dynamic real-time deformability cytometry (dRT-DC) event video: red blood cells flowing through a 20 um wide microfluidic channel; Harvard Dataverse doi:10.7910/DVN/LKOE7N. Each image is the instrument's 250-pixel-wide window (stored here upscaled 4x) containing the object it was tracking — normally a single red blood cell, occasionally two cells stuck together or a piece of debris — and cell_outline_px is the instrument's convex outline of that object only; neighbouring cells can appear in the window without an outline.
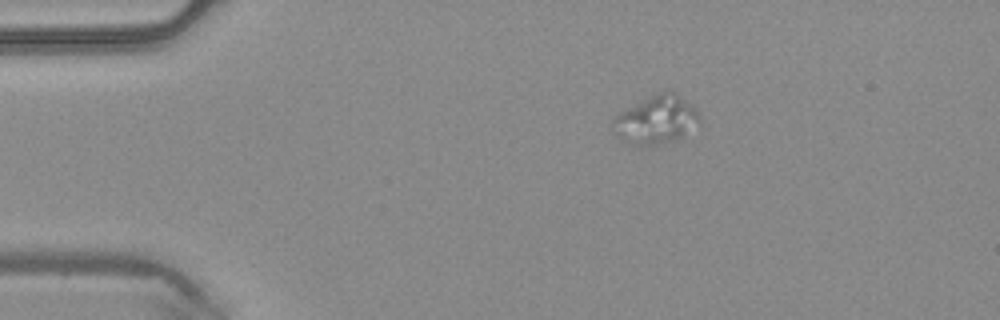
{"species": "common noctule bat (a hibernating species)", "species_latin": "Nyctalus noctula", "temperature_condition": "warm", "stored_images_in_passage": 41, "camera_frame_rate_fps": 3000, "um_per_image_px": 0.085, "animal": {"sex": "male", "body_mass_g": 20.4}, "frame": {"image": 1, "passage_image": 1, "time_ms": 0.0, "image_size_px": [1000, 320], "cell_outline_px": [[704, 124], [684, 136], [672, 140], [640, 148], [636, 148], [616, 136], [612, 120], [616, 116], [636, 104], [660, 92], [672, 92], [696, 108]], "centroid_in_image_um": [55.83, 10.25], "position_along_channel_um": 29.2, "area_um2": 24.22}}
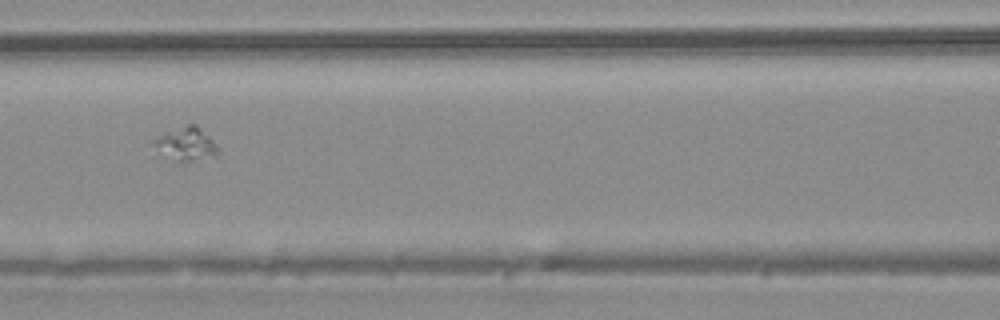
{"frame": {"image": 2, "passage_image": 14, "time_ms": 4.333, "image_size_px": [1000, 320], "cell_outline_px": [[220, 148], [212, 152], [192, 160], [180, 160], [152, 144], [152, 140], [160, 136], [188, 124], [196, 124]], "centroid_in_image_um": [15.82, 12.15], "position_along_channel_um": 150.8, "area_um2": 10.81}}
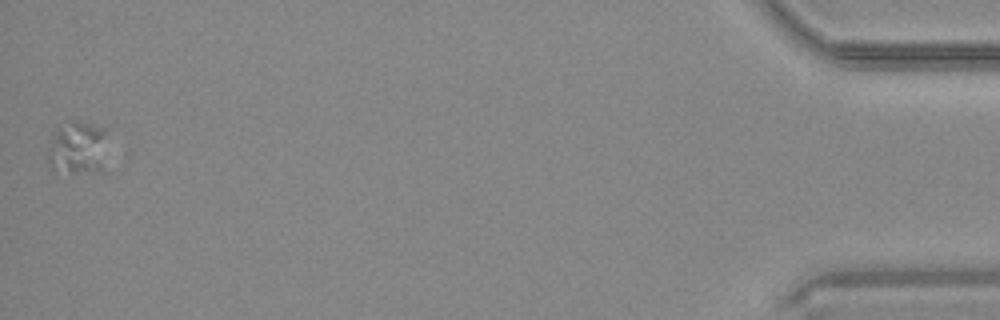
{"frame": {"image": 3, "passage_image": 41, "time_ms": 13.333, "image_size_px": [1000, 320], "cell_outline_px": [[108, 128], [104, 172], [72, 172], [52, 168], [48, 160], [48, 148], [56, 132], [60, 128], [72, 120], [76, 120]], "centroid_in_image_um": [6.71, 12.57], "position_along_channel_um": 428.5, "area_um2": 18.67}}